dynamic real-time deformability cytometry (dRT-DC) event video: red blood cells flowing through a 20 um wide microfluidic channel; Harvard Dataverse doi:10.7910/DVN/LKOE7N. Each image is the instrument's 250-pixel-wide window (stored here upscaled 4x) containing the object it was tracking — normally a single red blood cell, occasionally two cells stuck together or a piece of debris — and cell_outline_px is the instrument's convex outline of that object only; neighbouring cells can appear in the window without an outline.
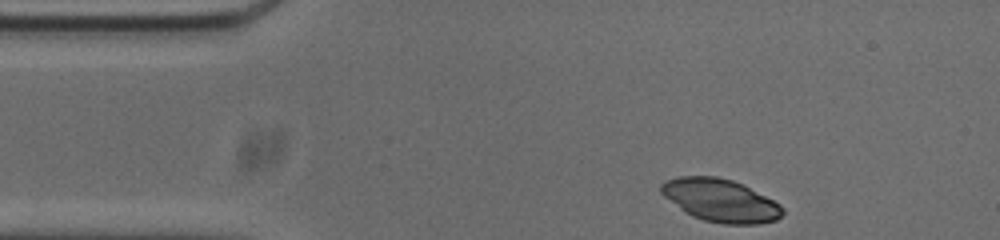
{"species": "common noctule bat (a hibernating species)", "species_latin": "Nyctalus noctula", "temperature_condition": "cold", "stored_images_in_passage": 47, "camera_frame_rate_fps": 3000, "um_per_image_px": 0.085, "animal": {"sex": "male", "body_mass_g": 20.0, "forearm_length_mm": 53.3}, "frame": {"image": 1, "passage_image": 1, "time_ms": 0.0, "image_size_px": [1000, 240], "cell_outline_px": [[784, 212], [776, 220], [760, 224], [724, 224], [704, 220], [692, 216], [684, 212], [664, 196], [660, 192], [660, 184], [664, 180], [680, 176], [716, 176], [732, 180], [780, 204], [784, 208]], "centroid_in_image_um": [61.2, 17.04], "position_along_channel_um": 23.8, "area_um2": 30.11}}